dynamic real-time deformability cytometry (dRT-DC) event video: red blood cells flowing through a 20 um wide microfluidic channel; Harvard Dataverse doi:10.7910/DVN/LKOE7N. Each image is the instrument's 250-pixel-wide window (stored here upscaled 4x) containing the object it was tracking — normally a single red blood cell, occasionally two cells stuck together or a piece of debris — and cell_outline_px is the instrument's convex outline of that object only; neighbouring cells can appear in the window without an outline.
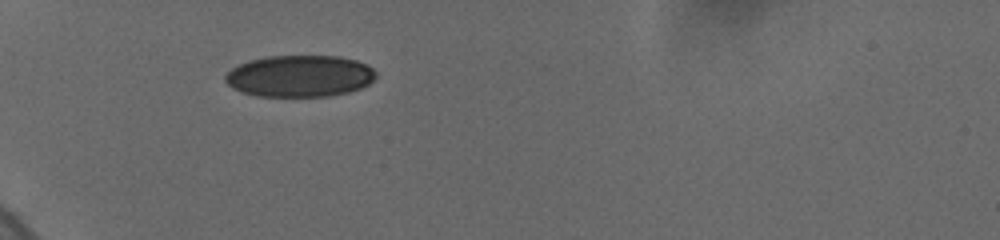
{"species": "human", "species_latin": "Homo sapiens", "temperature_condition": "cold", "stored_images_in_passage": 53, "camera_frame_rate_fps": 3000, "um_per_image_px": 0.085, "donor": {"sex": "female"}, "frame": {"image": 1, "passage_image": 1, "time_ms": 0.0, "image_size_px": [1000, 240], "cell_outline_px": [[376, 76], [368, 84], [360, 88], [348, 92], [328, 96], [256, 96], [232, 88], [224, 80], [224, 76], [232, 68], [240, 64], [252, 60], [268, 56], [340, 56], [356, 60], [368, 64], [376, 72]], "centroid_in_image_um": [25.49, 6.46], "position_along_channel_um": 59.5, "area_um2": 36.53}}
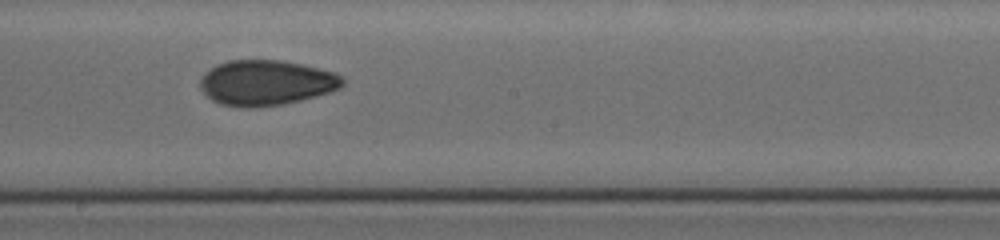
{"frame": {"image": 2, "passage_image": 21, "time_ms": 5.0, "image_size_px": [1000, 240], "cell_outline_px": [[344, 84], [340, 88], [328, 92], [300, 100], [280, 104], [252, 108], [244, 108], [220, 104], [212, 100], [200, 88], [200, 80], [204, 72], [216, 64], [228, 60], [280, 60], [300, 64], [336, 72], [344, 80]], "centroid_in_image_um": [22.59, 7.03], "position_along_channel_um": 225.6, "area_um2": 37.51}}
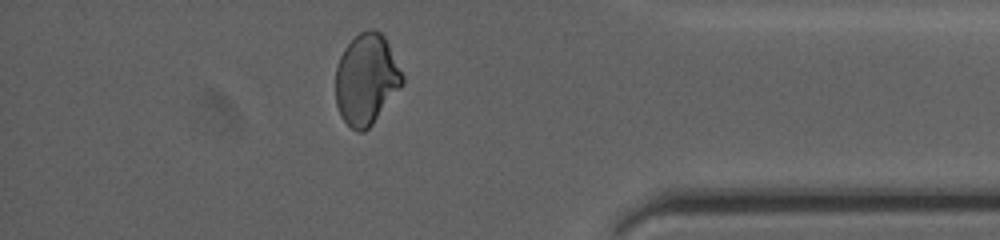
{"frame": {"image": 3, "passage_image": 44, "time_ms": 10.333, "image_size_px": [1000, 240], "cell_outline_px": [[404, 84], [372, 124], [364, 132], [356, 132], [340, 116], [336, 104], [336, 68], [340, 56], [344, 48], [360, 32], [368, 28], [372, 28], [380, 32], [384, 36], [404, 76]], "centroid_in_image_um": [31.14, 6.75], "position_along_channel_um": 404.1, "area_um2": 35.32}, "authors_computed_cell_mechanics": {"area_um2": 36.5296, "velocity_mm_per_s": 3.7157, "shape_relaxation_time_tau1_ms": null, "shape_relaxation_time_tau2_ms": 1.9327, "deformation_change_tau1": null, "deformation_change_tau2": 0.0655}}